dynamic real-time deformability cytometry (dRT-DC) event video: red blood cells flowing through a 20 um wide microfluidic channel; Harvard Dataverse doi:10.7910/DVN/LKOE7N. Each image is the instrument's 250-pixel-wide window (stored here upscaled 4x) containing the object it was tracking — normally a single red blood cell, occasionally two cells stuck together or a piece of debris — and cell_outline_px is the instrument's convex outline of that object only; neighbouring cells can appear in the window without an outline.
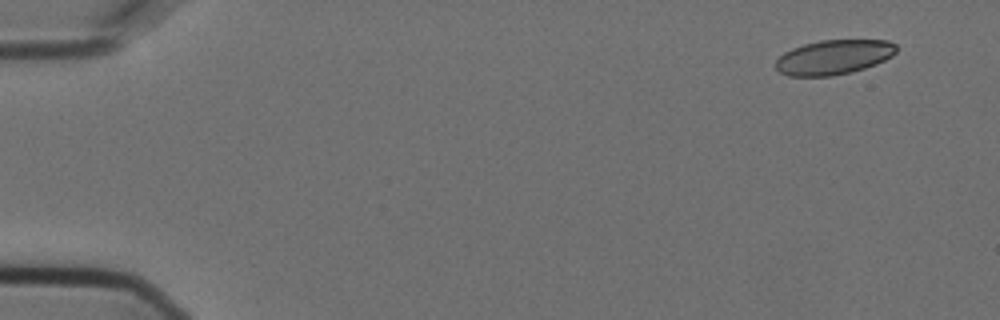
{"species": "Egyptian fruit bat (a non-hibernating species)", "species_latin": "Rousettus aegyptiacus", "temperature_condition": "cold", "stored_images_in_passage": 53, "camera_frame_rate_fps": 3000, "um_per_image_px": 0.085, "animal": {"sex": "female"}, "frame": {"image": 1, "passage_image": 1, "time_ms": 0.0, "image_size_px": [1000, 320], "cell_outline_px": [[896, 52], [892, 56], [876, 64], [864, 68], [832, 76], [788, 76], [780, 72], [776, 68], [776, 60], [784, 52], [792, 48], [804, 44], [820, 40], [888, 40], [896, 44]], "centroid_in_image_um": [70.86, 4.85], "position_along_channel_um": 14.1, "area_um2": 24.28}}
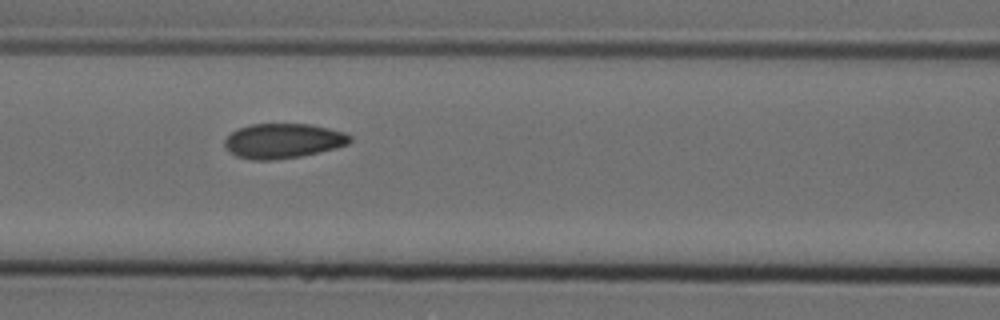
{"frame": {"image": 2, "passage_image": 22, "time_ms": 7.0, "image_size_px": [1000, 320], "cell_outline_px": [[352, 140], [348, 144], [336, 148], [300, 156], [272, 160], [252, 160], [236, 156], [224, 144], [224, 140], [236, 128], [252, 124], [312, 124], [344, 132], [352, 136]], "centroid_in_image_um": [24.08, 11.96], "position_along_channel_um": 142.5, "area_um2": 25.37}}
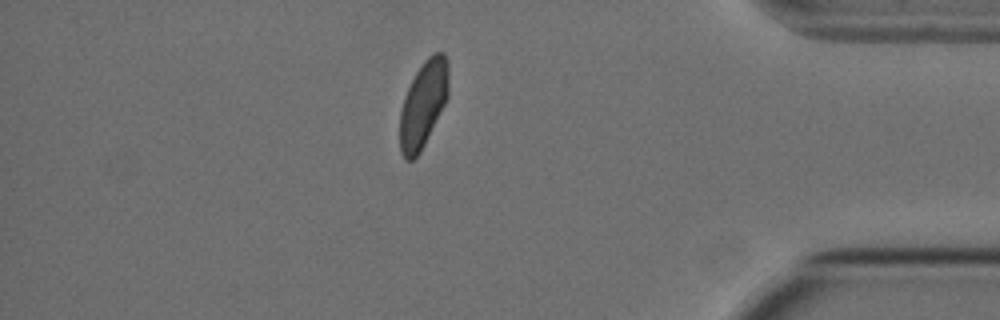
{"frame": {"image": 3, "passage_image": 46, "time_ms": 15.0, "image_size_px": [1000, 320], "cell_outline_px": [[448, 96], [420, 152], [412, 160], [404, 160], [400, 152], [400, 112], [404, 96], [416, 72], [424, 60], [432, 52], [444, 52], [448, 64]], "centroid_in_image_um": [35.96, 8.83], "position_along_channel_um": 399.2, "area_um2": 24.33}, "authors_computed_cell_mechanics": {"area_um2": 25.4898, "velocity_mm_per_s": 3.6081, "shape_relaxation_time_tau1_ms": 3.9413, "shape_relaxation_time_tau2_ms": 1.3279, "deformation_change_tau1": 0.1015, "deformation_change_tau2": 0.05}}